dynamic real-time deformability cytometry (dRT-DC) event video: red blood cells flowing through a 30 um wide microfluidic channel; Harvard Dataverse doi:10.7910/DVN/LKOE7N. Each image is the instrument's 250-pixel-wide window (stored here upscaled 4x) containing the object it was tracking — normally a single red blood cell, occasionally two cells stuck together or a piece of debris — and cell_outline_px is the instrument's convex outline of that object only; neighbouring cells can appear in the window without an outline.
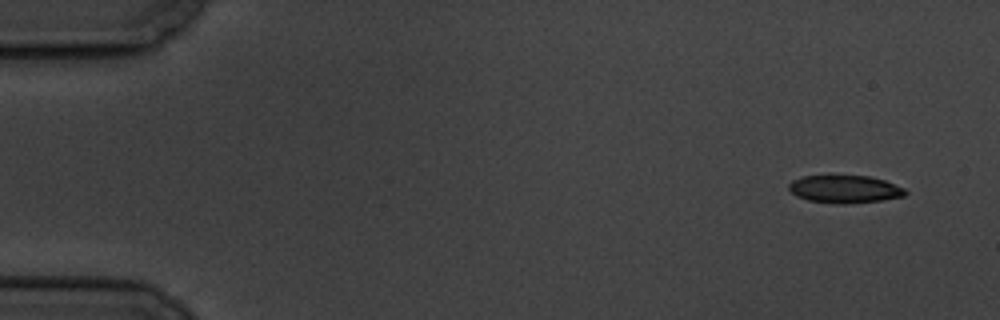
{"species": "common noctule bat (a hibernating species)", "species_latin": "Nyctalus noctula", "temperature_condition": "cold", "stored_images_in_passage": 11, "camera_frame_rate_fps": 3000, "um_per_image_px": 0.085, "animal": {"sex": "male", "body_mass_g": 19.5, "forearm_length_mm": 54.6}, "frame": {"image": 1, "passage_image": 1, "time_ms": 0.0, "image_size_px": [1000, 320], "cell_outline_px": [[908, 192], [904, 196], [884, 200], [844, 204], [836, 204], [808, 200], [796, 196], [788, 188], [788, 184], [792, 180], [804, 176], [868, 176], [884, 180], [904, 188]], "centroid_in_image_um": [71.8, 16.08], "position_along_channel_um": 13.2, "area_um2": 18.79}}
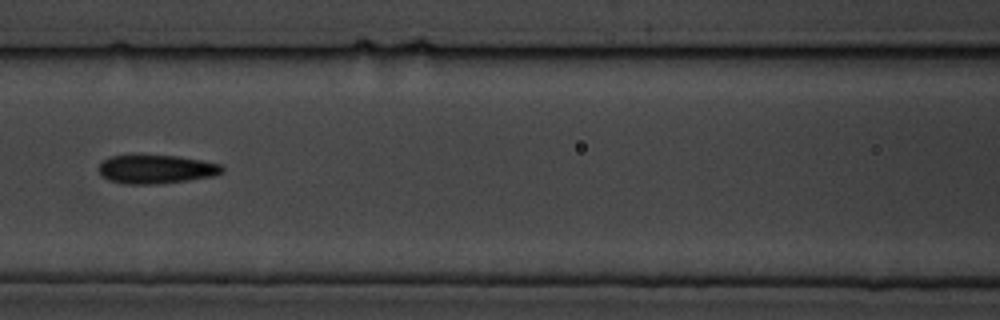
{"frame": {"image": 2, "passage_image": 7, "time_ms": 7.667, "image_size_px": [1000, 320], "cell_outline_px": [[224, 172], [216, 176], [188, 180], [156, 184], [124, 184], [108, 180], [100, 176], [96, 168], [100, 160], [112, 156], [132, 152], [136, 152], [180, 156], [220, 164], [224, 168]], "centroid_in_image_um": [13.17, 14.34], "position_along_channel_um": 153.4, "area_um2": 21.91}}
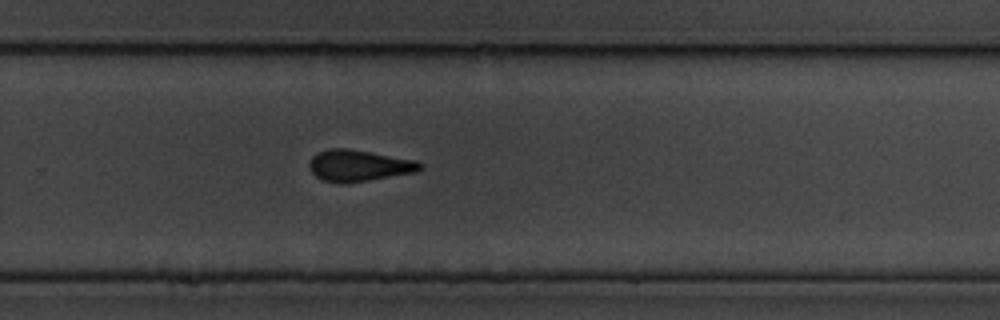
{"frame": {"image": 3, "passage_image": 11, "time_ms": 12.0, "image_size_px": [1000, 320], "cell_outline_px": [[424, 168], [416, 172], [344, 184], [340, 184], [324, 180], [316, 176], [312, 172], [308, 164], [312, 156], [316, 152], [328, 148], [348, 148], [416, 160], [424, 164]], "centroid_in_image_um": [30.5, 14.07], "position_along_channel_um": 299.3, "area_um2": 20.46}}